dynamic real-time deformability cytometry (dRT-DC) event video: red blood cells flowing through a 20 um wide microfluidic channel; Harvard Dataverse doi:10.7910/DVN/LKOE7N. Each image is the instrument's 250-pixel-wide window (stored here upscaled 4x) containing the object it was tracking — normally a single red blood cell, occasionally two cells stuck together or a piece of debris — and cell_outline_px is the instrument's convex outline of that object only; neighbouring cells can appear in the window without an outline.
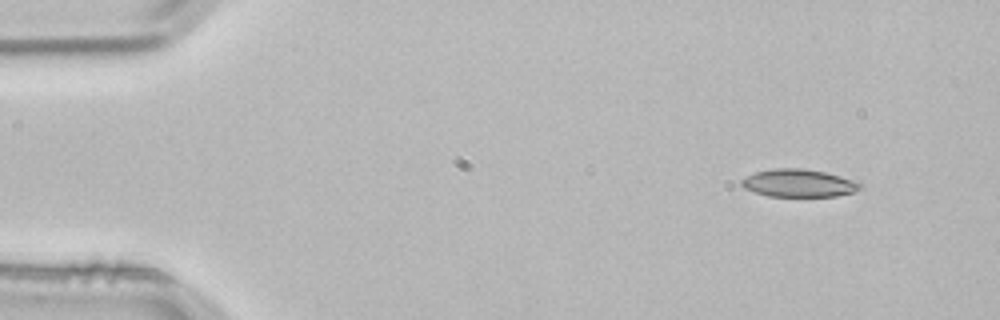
{"species": "common noctule bat (a hibernating species)", "species_latin": "Nyctalus noctula", "temperature_condition": "room temperature", "stored_images_in_passage": 3, "camera_frame_rate_fps": 3000, "um_per_image_px": 0.085, "animal": {"sex": "male", "body_mass_g": 21.5, "forearm_length_mm": 52.0}, "frame": {"image": 1, "passage_image": 1, "time_ms": 0.0, "image_size_px": [1000, 320], "cell_outline_px": [[864, 188], [852, 192], [836, 196], [768, 196], [744, 188], [740, 184], [740, 180], [756, 172], [776, 168], [804, 168], [824, 172], [840, 176], [864, 184]], "centroid_in_image_um": [67.91, 15.56], "position_along_channel_um": 17.1, "area_um2": 19.07}}